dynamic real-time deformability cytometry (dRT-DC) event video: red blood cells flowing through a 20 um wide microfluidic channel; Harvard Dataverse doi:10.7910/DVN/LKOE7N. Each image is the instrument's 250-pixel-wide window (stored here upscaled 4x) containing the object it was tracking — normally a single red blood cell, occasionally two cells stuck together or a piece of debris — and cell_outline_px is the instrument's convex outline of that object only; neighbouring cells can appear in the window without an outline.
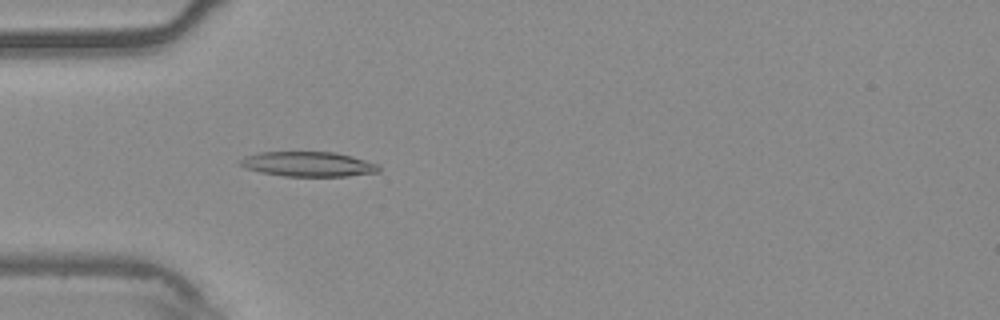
{"species": "common noctule bat (a hibernating species)", "species_latin": "Nyctalus noctula", "temperature_condition": "warm", "stored_images_in_passage": 55, "camera_frame_rate_fps": 3000, "um_per_image_px": 0.085, "animal": {"sex": "male", "body_mass_g": 20.4}, "frame": {"image": 1, "passage_image": 17, "time_ms": 5.333, "image_size_px": [1000, 320], "cell_outline_px": [[380, 172], [348, 176], [284, 176], [260, 172], [244, 168], [240, 164], [240, 160], [244, 156], [260, 152], [336, 152], [352, 156], [376, 164], [380, 168]], "centroid_in_image_um": [26.18, 13.95], "position_along_channel_um": 58.8, "area_um2": 20.06}}
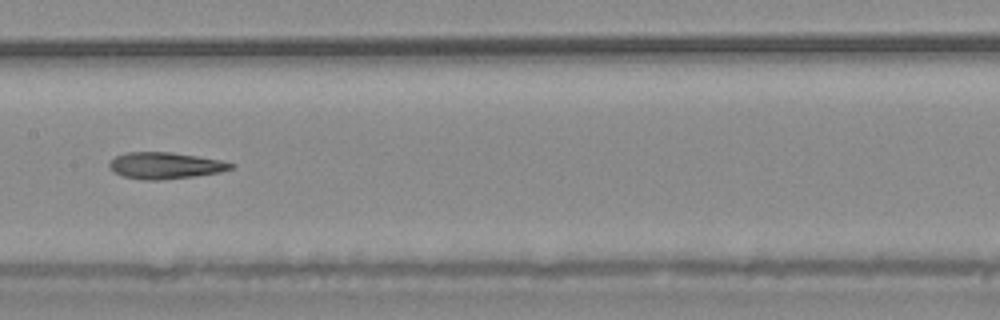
{"frame": {"image": 2, "passage_image": 28, "time_ms": 9.0, "image_size_px": [1000, 320], "cell_outline_px": [[236, 164], [232, 168], [220, 172], [196, 176], [160, 180], [144, 180], [120, 176], [112, 172], [108, 168], [108, 164], [116, 156], [128, 152], [172, 152], [220, 160]], "centroid_in_image_um": [14.0, 14.08], "position_along_channel_um": 193.4, "area_um2": 18.9}}
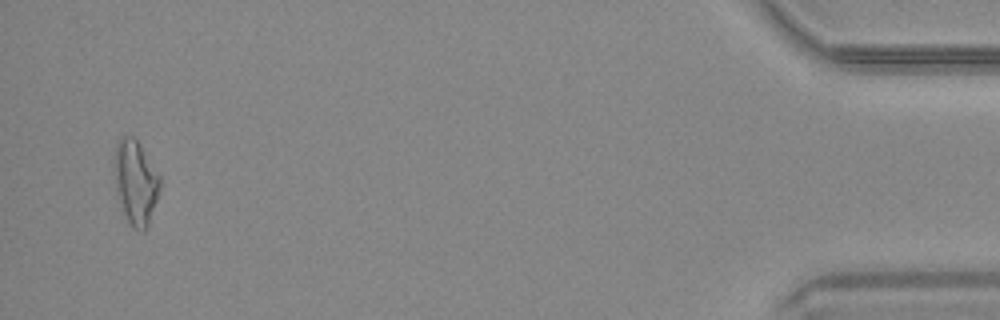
{"frame": {"image": 3, "passage_image": 53, "time_ms": 17.333, "image_size_px": [1000, 320], "cell_outline_px": [[160, 188], [148, 224], [144, 232], [140, 232], [132, 228], [124, 216], [116, 192], [112, 160], [116, 144], [120, 136], [132, 136], [140, 144], [160, 176]], "centroid_in_image_um": [11.48, 15.48], "position_along_channel_um": 423.7, "area_um2": 22.72}, "authors_computed_cell_mechanics": {"area_um2": 19.3052, "velocity_mm_per_s": 3.7517, "shape_relaxation_time_tau1_ms": null, "shape_relaxation_time_tau2_ms": 4.5368, "deformation_change_tau1": null, "deformation_change_tau2": 0.164}}